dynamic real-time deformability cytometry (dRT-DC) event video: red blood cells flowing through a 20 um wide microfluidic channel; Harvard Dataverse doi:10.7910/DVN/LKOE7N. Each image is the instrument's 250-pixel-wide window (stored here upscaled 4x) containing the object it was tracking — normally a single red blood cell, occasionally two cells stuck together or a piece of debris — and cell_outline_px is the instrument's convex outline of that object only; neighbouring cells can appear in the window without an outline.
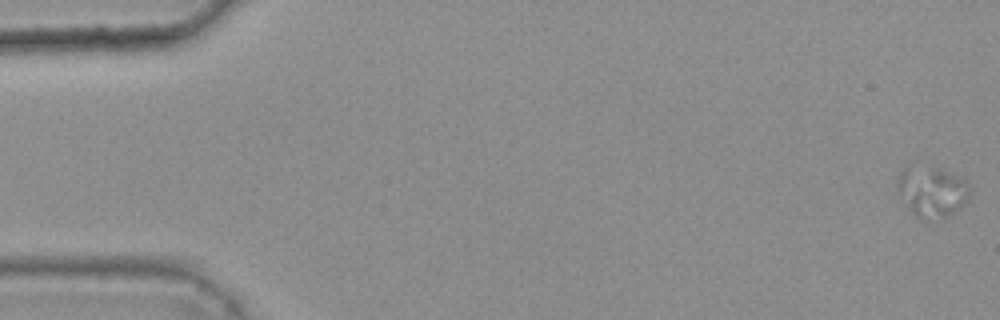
{"species": "common noctule bat (a hibernating species)", "species_latin": "Nyctalus noctula", "temperature_condition": "warm", "stored_images_in_passage": 12, "camera_frame_rate_fps": 3000, "um_per_image_px": 0.085, "animal": {"sex": "female", "body_mass_g": 25.1}, "frame": {"image": 1, "passage_image": 1, "time_ms": 0.0, "image_size_px": [1000, 320], "cell_outline_px": [[968, 196], [948, 216], [924, 220], [920, 220], [908, 208], [896, 188], [896, 184], [900, 172], [912, 160], [960, 176], [968, 180]], "centroid_in_image_um": [79.12, 16.2], "position_along_channel_um": 5.9, "area_um2": 21.56}}